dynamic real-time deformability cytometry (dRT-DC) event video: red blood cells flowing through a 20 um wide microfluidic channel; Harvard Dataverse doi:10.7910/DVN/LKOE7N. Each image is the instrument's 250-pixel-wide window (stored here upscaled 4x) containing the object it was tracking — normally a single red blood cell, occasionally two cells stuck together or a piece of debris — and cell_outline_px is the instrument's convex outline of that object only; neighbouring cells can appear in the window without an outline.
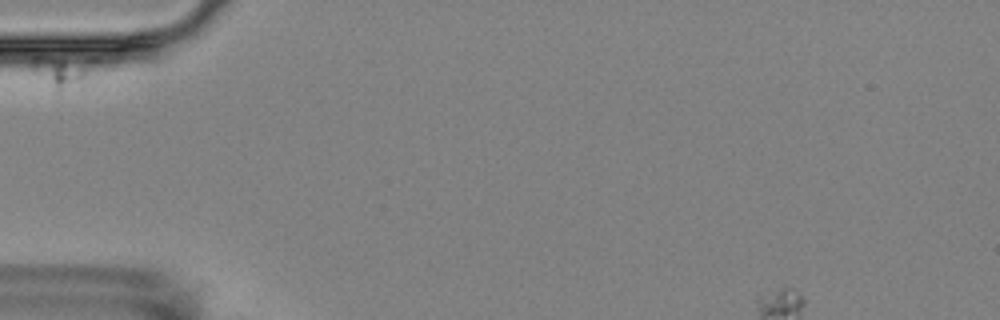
{"species": "Egyptian fruit bat (a non-hibernating species)", "species_latin": "Rousettus aegyptiacus", "temperature_condition": "room temperature", "stored_images_in_passage": 7, "camera_frame_rate_fps": 3000, "um_per_image_px": 0.085, "animal": {"sex": "female"}, "frame": {"image": 1, "passage_image": 1, "time_ms": 0.0, "image_size_px": [1000, 320], "cell_outline_px": [[100, 60], [84, 76], [60, 92], [56, 92], [32, 68], [32, 56], [100, 56]], "centroid_in_image_um": [5.35, 5.89], "position_along_channel_um": 79.6, "area_um2": 11.44}}
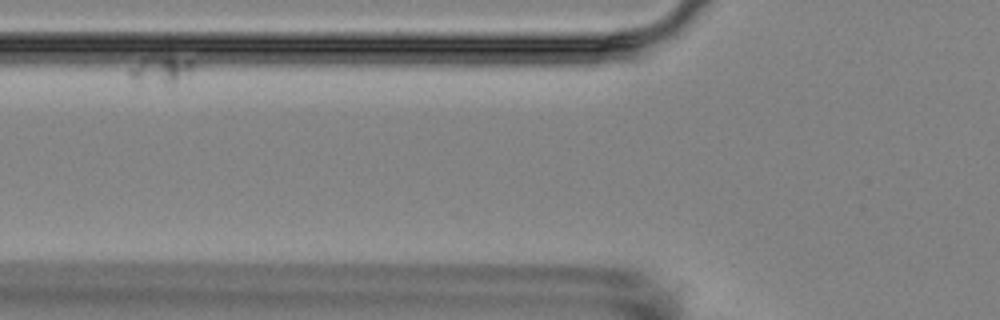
{"frame": {"image": 2, "passage_image": 3, "time_ms": 2.333, "image_size_px": [1000, 320], "cell_outline_px": [[192, 68], [188, 76], [168, 88], [140, 80], [128, 76], [128, 72], [144, 56], [168, 44], [192, 60]], "centroid_in_image_um": [13.82, 5.72], "position_along_channel_um": 112.0, "area_um2": 12.6}}